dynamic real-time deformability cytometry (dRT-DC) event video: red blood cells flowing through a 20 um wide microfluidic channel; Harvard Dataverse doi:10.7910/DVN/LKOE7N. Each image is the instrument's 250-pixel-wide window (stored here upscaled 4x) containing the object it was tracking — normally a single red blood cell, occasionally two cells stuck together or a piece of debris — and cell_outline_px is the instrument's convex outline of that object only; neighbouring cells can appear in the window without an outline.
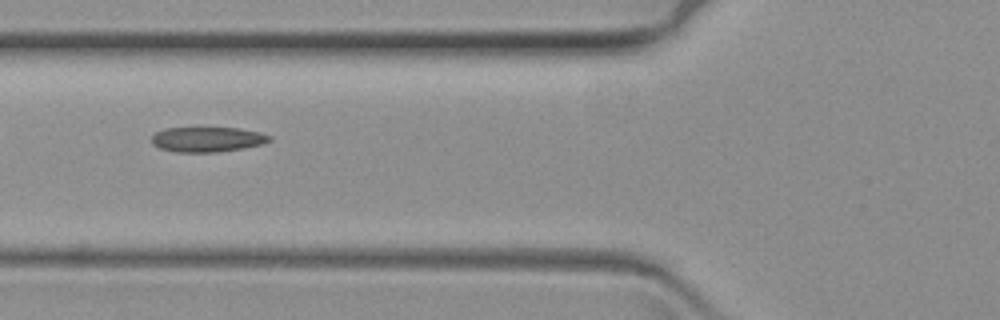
{"species": "common noctule bat (a hibernating species)", "species_latin": "Nyctalus noctula", "temperature_condition": "warm", "stored_images_in_passage": 10, "camera_frame_rate_fps": 3000, "um_per_image_px": 0.085, "animal": {"sex": "female", "body_mass_g": 19.3, "forearm_length_mm": 54.1}, "frame": {"image": 1, "passage_image": 4, "time_ms": 1.0, "image_size_px": [1000, 320], "cell_outline_px": [[272, 140], [260, 144], [240, 148], [216, 152], [176, 152], [160, 148], [152, 144], [152, 136], [156, 132], [164, 128], [240, 128], [260, 132], [272, 136]], "centroid_in_image_um": [17.61, 11.84], "position_along_channel_um": 108.2, "area_um2": 17.05}}